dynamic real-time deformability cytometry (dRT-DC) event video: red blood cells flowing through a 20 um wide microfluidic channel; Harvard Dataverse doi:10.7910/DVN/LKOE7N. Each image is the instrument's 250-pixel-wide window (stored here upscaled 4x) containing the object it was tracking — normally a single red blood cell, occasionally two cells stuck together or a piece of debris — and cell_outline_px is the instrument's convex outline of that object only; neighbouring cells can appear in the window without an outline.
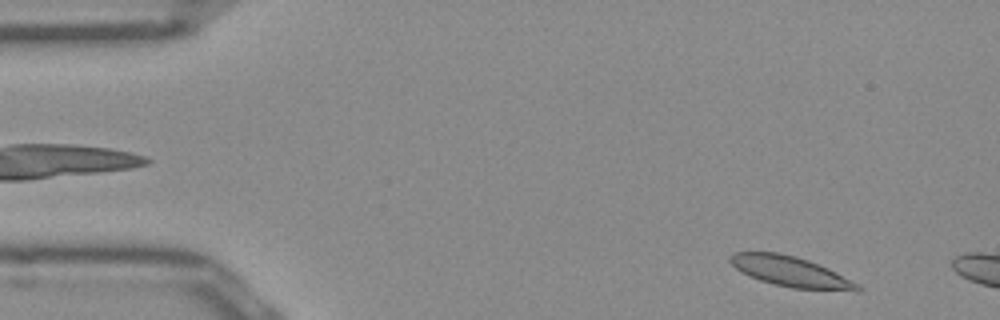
{"species": "Egyptian fruit bat (a non-hibernating species)", "species_latin": "Rousettus aegyptiacus", "temperature_condition": "room temperature", "stored_images_in_passage": 7, "camera_frame_rate_fps": 3000, "um_per_image_px": 0.085, "frame": {"image": 1, "passage_image": 2, "time_ms": 0.333, "image_size_px": [1000, 320], "cell_outline_px": [[864, 288], [860, 292], [856, 292], [792, 288], [772, 284], [748, 276], [740, 272], [728, 260], [728, 256], [736, 252], [776, 252], [796, 256], [808, 260], [828, 268], [860, 284]], "centroid_in_image_um": [67.25, 23.11], "position_along_channel_um": 17.7, "area_um2": 22.89}}